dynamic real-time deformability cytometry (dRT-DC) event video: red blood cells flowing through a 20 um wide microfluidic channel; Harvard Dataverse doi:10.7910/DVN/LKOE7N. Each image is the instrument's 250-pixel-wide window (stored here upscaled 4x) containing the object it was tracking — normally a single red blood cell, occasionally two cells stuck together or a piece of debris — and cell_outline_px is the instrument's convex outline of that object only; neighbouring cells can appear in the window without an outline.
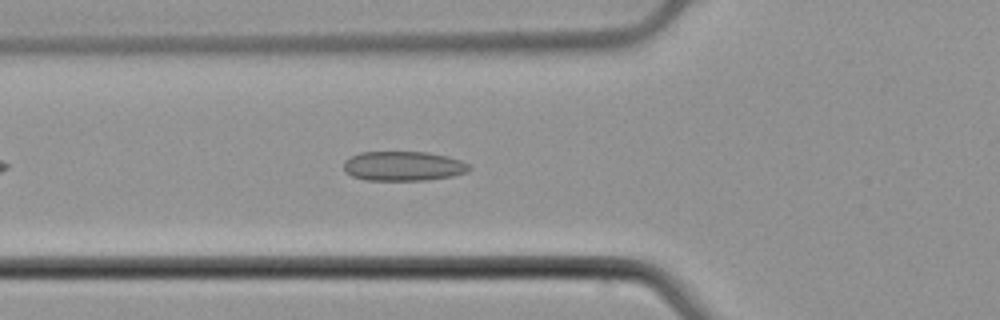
{"species": "common noctule bat (a hibernating species)", "species_latin": "Nyctalus noctula", "temperature_condition": "cold", "stored_images_in_passage": 41, "camera_frame_rate_fps": 3000, "um_per_image_px": 0.085, "animal": {"sex": "male", "body_mass_g": 21.5, "forearm_length_mm": 52.0}, "frame": {"image": 1, "passage_image": 8, "time_ms": 2.333, "image_size_px": [1000, 320], "cell_outline_px": [[472, 168], [468, 172], [452, 176], [424, 180], [368, 180], [352, 176], [344, 172], [344, 160], [360, 152], [428, 152], [448, 156], [460, 160], [468, 164]], "centroid_in_image_um": [34.29, 14.11], "position_along_channel_um": 91.5, "area_um2": 21.68}}
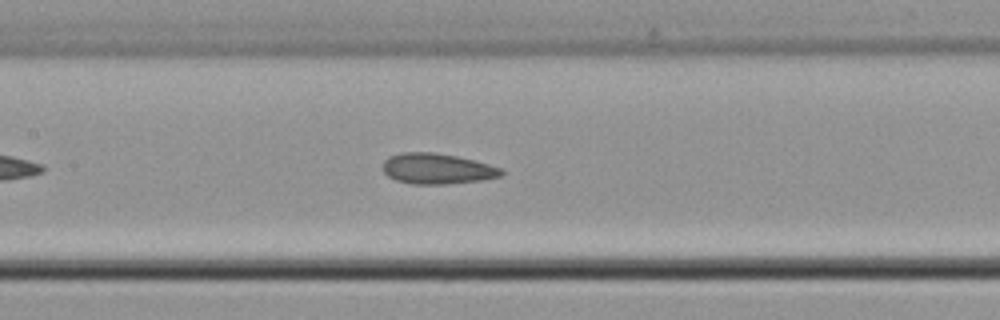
{"frame": {"image": 2, "passage_image": 14, "time_ms": 4.333, "image_size_px": [1000, 320], "cell_outline_px": [[504, 172], [500, 176], [480, 180], [444, 184], [412, 184], [396, 180], [388, 176], [384, 172], [384, 160], [388, 156], [400, 152], [432, 152], [456, 156], [488, 164], [500, 168]], "centroid_in_image_um": [37.11, 14.33], "position_along_channel_um": 170.3, "area_um2": 20.92}}
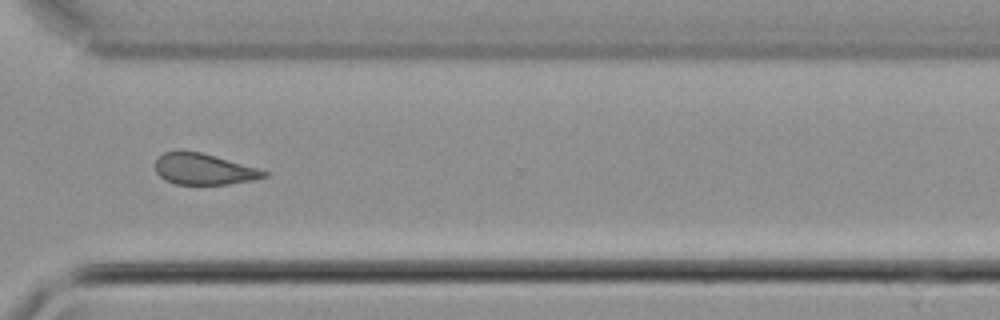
{"frame": {"image": 3, "passage_image": 28, "time_ms": 9.0, "image_size_px": [1000, 320], "cell_outline_px": [[268, 176], [252, 180], [228, 184], [176, 184], [164, 180], [156, 172], [156, 160], [164, 152], [200, 152], [256, 168], [268, 172]], "centroid_in_image_um": [17.31, 14.4], "position_along_channel_um": 353.3, "area_um2": 19.19}, "authors_computed_cell_mechanics": {"area_um2": 20.6346, "velocity_mm_per_s": 3.9168, "shape_relaxation_time_tau1_ms": 10.7472, "shape_relaxation_time_tau2_ms": 2.4663, "deformation_change_tau1": 0.1223, "deformation_change_tau2": 0.0931}}